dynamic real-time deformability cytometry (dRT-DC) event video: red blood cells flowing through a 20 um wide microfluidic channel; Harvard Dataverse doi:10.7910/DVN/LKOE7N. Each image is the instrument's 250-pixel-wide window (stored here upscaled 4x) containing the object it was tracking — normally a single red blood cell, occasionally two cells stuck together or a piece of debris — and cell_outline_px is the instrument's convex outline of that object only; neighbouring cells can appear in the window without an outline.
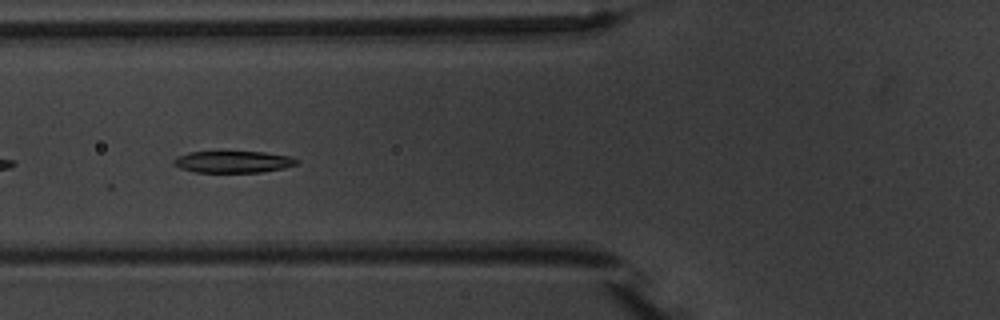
{"species": "common noctule bat (a hibernating species)", "species_latin": "Nyctalus noctula", "temperature_condition": "warm", "stored_images_in_passage": 9, "camera_frame_rate_fps": 3000, "um_per_image_px": 0.085, "animal": {"sex": "male", "body_mass_g": 20.1, "forearm_length_mm": 53.5}, "frame": {"image": 1, "passage_image": 7, "time_ms": 7.0, "image_size_px": [1000, 320], "cell_outline_px": [[300, 160], [296, 164], [284, 168], [260, 172], [196, 172], [180, 168], [172, 164], [172, 160], [176, 156], [188, 152], [264, 152], [288, 156]], "centroid_in_image_um": [19.77, 13.75], "position_along_channel_um": 106.0, "area_um2": 15.55}}
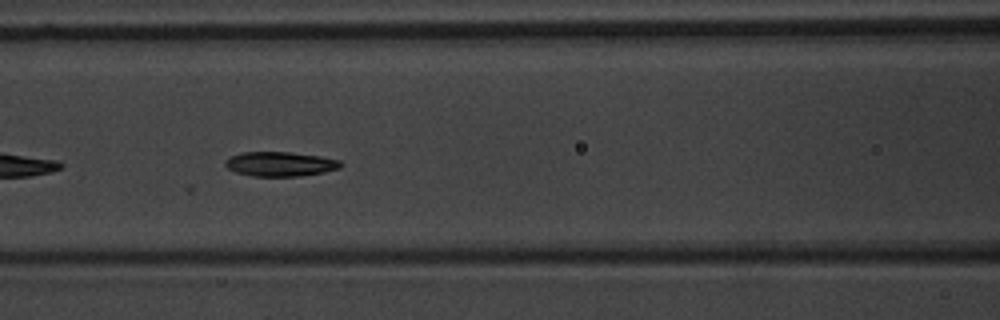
{"frame": {"image": 2, "passage_image": 8, "time_ms": 8.0, "image_size_px": [1000, 320], "cell_outline_px": [[344, 164], [340, 168], [324, 172], [300, 176], [252, 176], [236, 172], [228, 168], [224, 164], [224, 160], [228, 156], [244, 152], [288, 152], [320, 156], [340, 160]], "centroid_in_image_um": [23.81, 13.94], "position_along_channel_um": 142.8, "area_um2": 16.59}}